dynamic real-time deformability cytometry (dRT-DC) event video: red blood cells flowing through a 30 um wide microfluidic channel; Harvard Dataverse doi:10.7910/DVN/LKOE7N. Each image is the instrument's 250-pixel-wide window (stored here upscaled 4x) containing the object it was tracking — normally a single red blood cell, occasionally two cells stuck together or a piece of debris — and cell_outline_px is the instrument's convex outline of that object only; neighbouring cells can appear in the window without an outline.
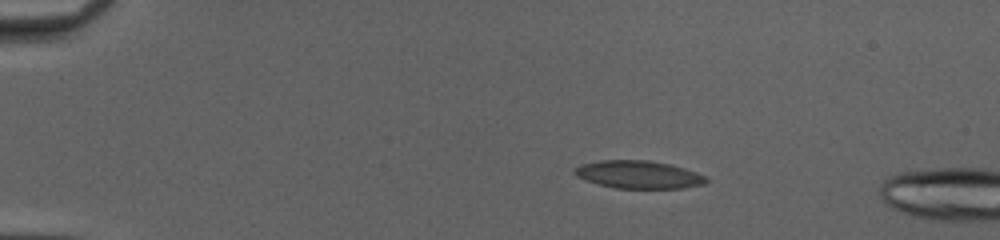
{"species": "common noctule bat (a hibernating species)", "species_latin": "Nyctalus noctula", "temperature_condition": "cold", "stored_images_in_passage": 13, "camera_frame_rate_fps": 3000, "um_per_image_px": 0.085, "animal": {"sex": "female", "body_mass_g": 20.0, "forearm_length_mm": 54.0}, "frame": {"image": 1, "passage_image": 10, "time_ms": 3.0, "image_size_px": [1000, 240], "cell_outline_px": [[708, 180], [704, 184], [684, 188], [616, 188], [600, 184], [576, 176], [572, 172], [580, 164], [600, 160], [648, 160], [668, 164], [696, 172], [708, 176]], "centroid_in_image_um": [54.29, 14.83], "position_along_channel_um": 30.7, "area_um2": 21.15}}